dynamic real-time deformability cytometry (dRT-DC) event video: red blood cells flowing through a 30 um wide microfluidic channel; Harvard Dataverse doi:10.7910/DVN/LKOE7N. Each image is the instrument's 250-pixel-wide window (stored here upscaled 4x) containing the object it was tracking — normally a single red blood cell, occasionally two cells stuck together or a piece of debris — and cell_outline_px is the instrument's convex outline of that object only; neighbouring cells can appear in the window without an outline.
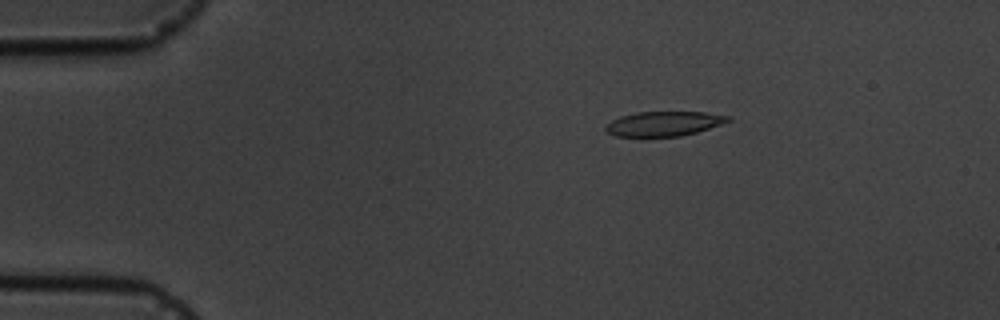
{"species": "common noctule bat (a hibernating species)", "species_latin": "Nyctalus noctula", "temperature_condition": "cold", "stored_images_in_passage": 5, "camera_frame_rate_fps": 3000, "um_per_image_px": 0.085, "animal": {"sex": "male", "body_mass_g": 19.5, "forearm_length_mm": 54.6}, "frame": {"image": 1, "passage_image": 3, "time_ms": 3.0, "image_size_px": [1000, 320], "cell_outline_px": [[732, 120], [696, 132], [680, 136], [616, 136], [608, 132], [604, 128], [612, 120], [620, 116], [636, 112], [704, 112], [732, 116]], "centroid_in_image_um": [56.44, 10.5], "position_along_channel_um": 28.6, "area_um2": 17.4}}